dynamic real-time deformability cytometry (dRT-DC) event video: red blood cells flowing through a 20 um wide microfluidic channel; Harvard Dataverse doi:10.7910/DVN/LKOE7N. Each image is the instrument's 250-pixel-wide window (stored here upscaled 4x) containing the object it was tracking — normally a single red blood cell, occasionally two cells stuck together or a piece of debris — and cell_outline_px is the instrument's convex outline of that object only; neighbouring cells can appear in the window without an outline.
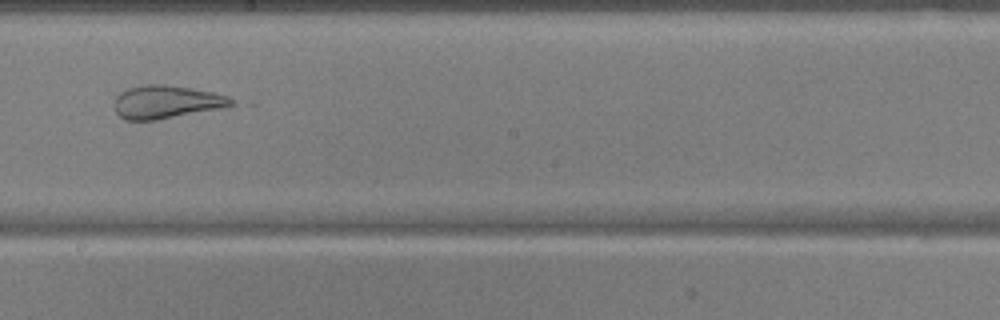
{"species": "common noctule bat (a hibernating species)", "species_latin": "Nyctalus noctula", "temperature_condition": "warm", "stored_images_in_passage": 42, "camera_frame_rate_fps": 3000, "um_per_image_px": 0.085, "animal": {"sex": "male", "body_mass_g": 17.9, "forearm_length_mm": 54.2}, "frame": {"image": 1, "passage_image": 30, "time_ms": 9.667, "image_size_px": [1000, 320], "cell_outline_px": [[232, 104], [220, 108], [156, 120], [124, 120], [116, 112], [116, 96], [120, 92], [128, 88], [144, 84], [168, 84], [212, 92], [228, 96], [232, 100]], "centroid_in_image_um": [14.09, 8.65], "position_along_channel_um": 234.1, "area_um2": 22.25}, "authors_computed_cell_mechanics": {"area_um2": 29.7092, "velocity_mm_per_s": 3.851, "shape_relaxation_time_tau1_ms": null, "shape_relaxation_time_tau2_ms": 0.8836, "deformation_change_tau1": null, "deformation_change_tau2": 0.0889}}